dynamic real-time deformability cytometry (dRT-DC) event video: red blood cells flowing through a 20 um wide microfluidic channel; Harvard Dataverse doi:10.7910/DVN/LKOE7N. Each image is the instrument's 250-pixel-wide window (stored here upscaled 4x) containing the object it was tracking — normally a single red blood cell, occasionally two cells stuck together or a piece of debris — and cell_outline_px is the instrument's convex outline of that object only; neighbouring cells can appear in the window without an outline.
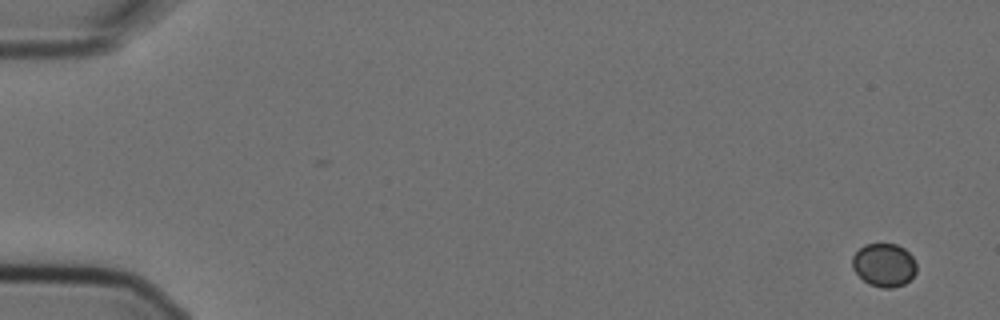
{"species": "Egyptian fruit bat (a non-hibernating species)", "species_latin": "Rousettus aegyptiacus", "temperature_condition": "cold", "stored_images_in_passage": 9, "camera_frame_rate_fps": 3000, "um_per_image_px": 0.085, "animal": {"sex": "female"}, "frame": {"image": 1, "passage_image": 1, "time_ms": 0.0, "image_size_px": [1000, 320], "cell_outline_px": [[916, 272], [904, 284], [892, 288], [884, 288], [868, 284], [852, 268], [852, 256], [864, 244], [896, 244], [904, 248], [912, 256], [916, 264]], "centroid_in_image_um": [75.14, 22.52], "position_along_channel_um": 9.9, "area_um2": 16.13}}
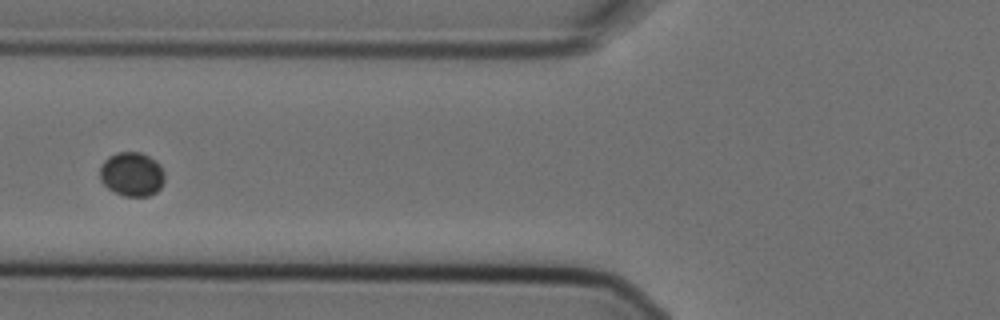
{"frame": {"image": 2, "passage_image": 6, "time_ms": 1.667, "image_size_px": [1000, 320], "cell_outline_px": [[164, 180], [160, 188], [156, 192], [148, 196], [124, 196], [108, 188], [100, 180], [100, 164], [108, 156], [116, 152], [140, 152], [156, 160], [160, 164], [164, 172]], "centroid_in_image_um": [11.2, 14.79], "position_along_channel_um": 114.6, "area_um2": 16.76}}
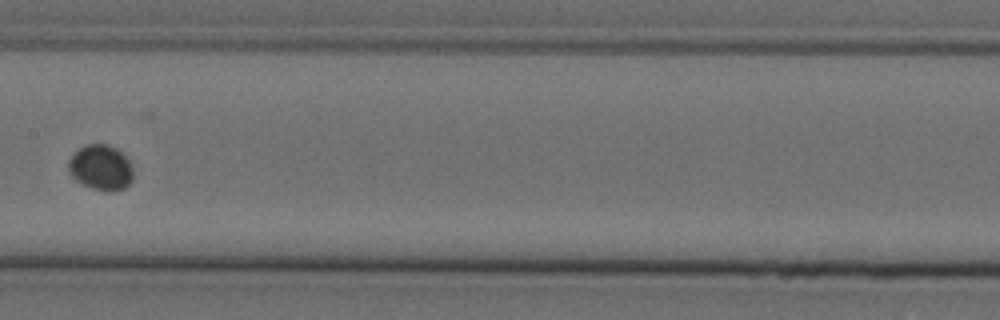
{"frame": {"image": 3, "passage_image": 8, "time_ms": 2.333, "image_size_px": [1000, 320], "cell_outline_px": [[132, 180], [124, 188], [108, 192], [92, 188], [76, 180], [68, 172], [68, 160], [80, 148], [88, 144], [104, 144], [116, 148], [128, 160], [132, 168]], "centroid_in_image_um": [8.56, 14.25], "position_along_channel_um": 198.8, "area_um2": 16.82}}